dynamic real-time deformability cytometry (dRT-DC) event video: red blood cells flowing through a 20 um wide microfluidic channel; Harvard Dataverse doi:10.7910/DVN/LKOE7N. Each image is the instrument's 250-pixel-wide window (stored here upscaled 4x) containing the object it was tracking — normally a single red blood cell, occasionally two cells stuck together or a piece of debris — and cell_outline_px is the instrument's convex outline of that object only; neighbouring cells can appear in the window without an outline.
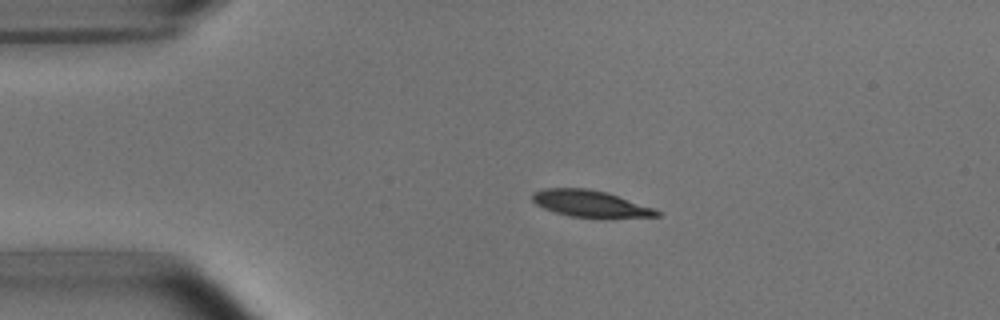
{"species": "common noctule bat (a hibernating species)", "species_latin": "Nyctalus noctula", "temperature_condition": "room temperature", "stored_images_in_passage": 3, "camera_frame_rate_fps": 3000, "um_per_image_px": 0.085, "animal": {"sex": "male", "body_mass_g": 15.6}, "frame": {"image": 1, "passage_image": 2, "time_ms": 2.0, "image_size_px": [1000, 320], "cell_outline_px": [[660, 216], [600, 220], [568, 216], [544, 208], [536, 204], [532, 200], [532, 192], [544, 188], [588, 188], [604, 192], [656, 208], [660, 212]], "centroid_in_image_um": [50.22, 17.36], "position_along_channel_um": 34.8, "area_um2": 20.0}}